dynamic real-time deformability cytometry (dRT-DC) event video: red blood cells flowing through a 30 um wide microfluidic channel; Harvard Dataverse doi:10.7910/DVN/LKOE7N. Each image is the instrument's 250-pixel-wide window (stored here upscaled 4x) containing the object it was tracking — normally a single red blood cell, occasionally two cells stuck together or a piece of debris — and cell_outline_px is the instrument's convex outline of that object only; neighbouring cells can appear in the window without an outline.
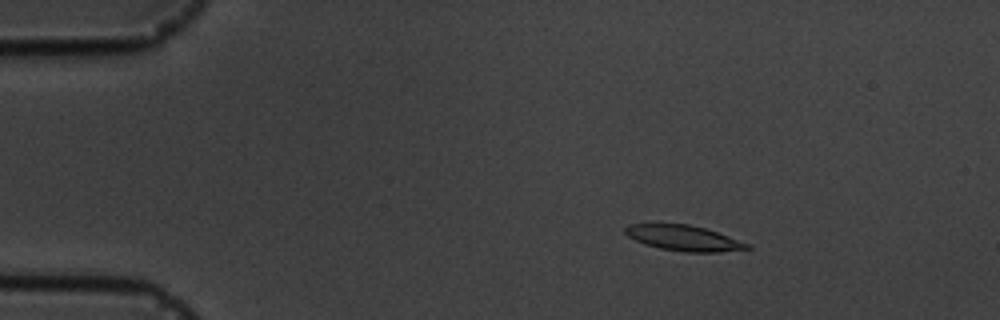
{"species": "common noctule bat (a hibernating species)", "species_latin": "Nyctalus noctula", "temperature_condition": "cold", "stored_images_in_passage": 6, "camera_frame_rate_fps": 3000, "um_per_image_px": 0.085, "animal": {"sex": "male", "body_mass_g": 19.5, "forearm_length_mm": 54.6}, "frame": {"image": 1, "passage_image": 3, "time_ms": 2.333, "image_size_px": [1000, 320], "cell_outline_px": [[752, 248], [720, 252], [684, 252], [660, 248], [644, 244], [628, 236], [624, 232], [624, 228], [628, 224], [688, 224], [704, 228], [752, 244]], "centroid_in_image_um": [58.13, 20.24], "position_along_channel_um": 26.9, "area_um2": 18.03}}